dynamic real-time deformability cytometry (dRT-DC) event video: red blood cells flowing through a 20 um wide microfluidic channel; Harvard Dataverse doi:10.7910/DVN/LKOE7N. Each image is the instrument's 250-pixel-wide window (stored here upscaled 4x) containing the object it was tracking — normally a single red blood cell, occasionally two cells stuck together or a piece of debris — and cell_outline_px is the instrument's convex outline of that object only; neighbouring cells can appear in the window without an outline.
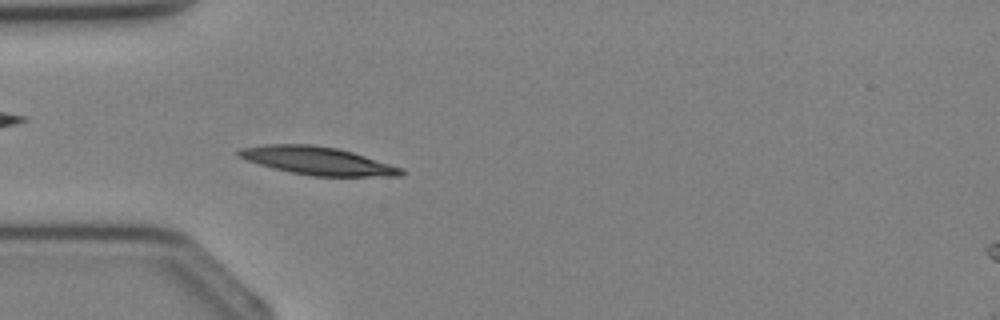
{"species": "Egyptian fruit bat (a non-hibernating species)", "species_latin": "Rousettus aegyptiacus", "temperature_condition": "cold", "stored_images_in_passage": 31, "camera_frame_rate_fps": 3000, "um_per_image_px": 0.085, "animal": {"sex": "female"}, "frame": {"image": 1, "passage_image": 10, "time_ms": 3.0, "image_size_px": [1000, 320], "cell_outline_px": [[404, 172], [400, 176], [312, 176], [272, 168], [236, 156], [236, 152], [240, 148], [264, 144], [312, 144], [336, 148], [352, 152], [404, 168]], "centroid_in_image_um": [26.97, 13.66], "position_along_channel_um": 58.0, "area_um2": 26.41}}
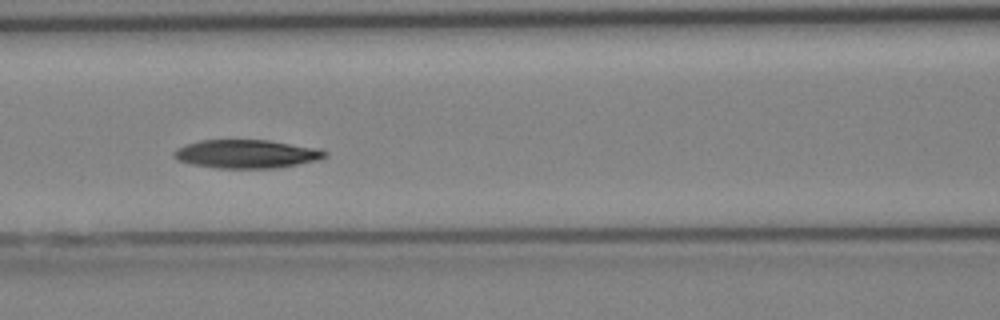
{"frame": {"image": 2, "passage_image": 15, "time_ms": 4.667, "image_size_px": [1000, 320], "cell_outline_px": [[328, 156], [320, 160], [276, 168], [216, 168], [192, 164], [176, 160], [172, 156], [172, 152], [176, 148], [184, 144], [200, 140], [268, 140], [320, 148], [328, 152]], "centroid_in_image_um": [20.95, 13.08], "position_along_channel_um": 145.6, "area_um2": 25.43}}
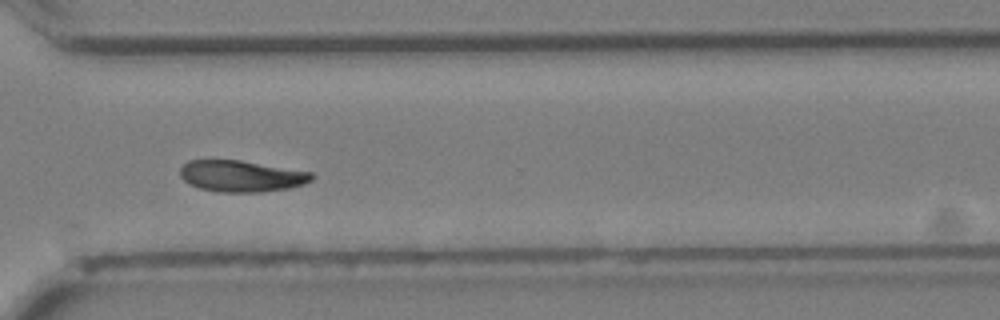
{"frame": {"image": 3, "passage_image": 26, "time_ms": 8.333, "image_size_px": [1000, 320], "cell_outline_px": [[316, 176], [312, 180], [304, 184], [288, 188], [264, 192], [220, 192], [200, 188], [184, 180], [180, 176], [180, 168], [188, 160], [240, 160], [312, 172]], "centroid_in_image_um": [20.54, 14.97], "position_along_channel_um": 350.1, "area_um2": 24.04}}